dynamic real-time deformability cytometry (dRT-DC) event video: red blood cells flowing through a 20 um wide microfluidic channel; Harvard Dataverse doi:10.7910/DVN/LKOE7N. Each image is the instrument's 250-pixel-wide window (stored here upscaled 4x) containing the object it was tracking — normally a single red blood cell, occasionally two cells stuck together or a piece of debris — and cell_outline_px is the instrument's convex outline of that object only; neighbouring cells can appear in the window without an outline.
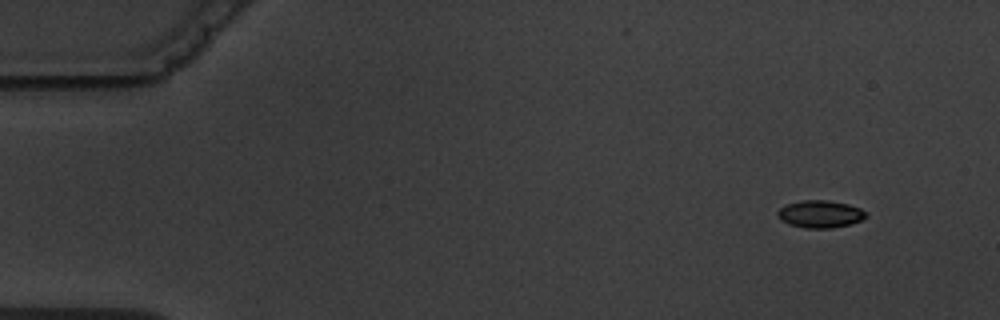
{"species": "common noctule bat (a hibernating species)", "species_latin": "Nyctalus noctula", "temperature_condition": "warm", "stored_images_in_passage": 5, "camera_frame_rate_fps": 3000, "um_per_image_px": 0.085, "animal": {"sex": "male", "body_mass_g": 19.5, "forearm_length_mm": 54.6}, "frame": {"image": 1, "passage_image": 1, "time_ms": 0.0, "image_size_px": [1000, 320], "cell_outline_px": [[868, 216], [852, 224], [832, 228], [804, 228], [788, 224], [780, 220], [776, 212], [780, 208], [788, 204], [804, 200], [828, 200], [848, 204], [860, 208]], "centroid_in_image_um": [69.71, 18.2], "position_along_channel_um": 15.3, "area_um2": 14.1}}